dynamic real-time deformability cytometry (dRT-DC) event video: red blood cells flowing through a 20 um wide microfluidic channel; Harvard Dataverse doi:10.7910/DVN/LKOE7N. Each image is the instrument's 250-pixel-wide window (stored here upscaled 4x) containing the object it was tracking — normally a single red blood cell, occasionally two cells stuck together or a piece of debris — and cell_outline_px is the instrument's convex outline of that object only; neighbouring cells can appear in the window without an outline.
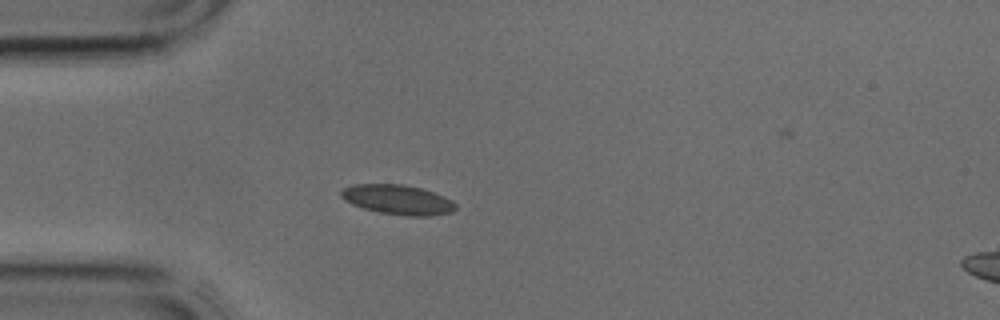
{"species": "common noctule bat (a hibernating species)", "species_latin": "Nyctalus noctula", "temperature_condition": "cold", "stored_images_in_passage": 5, "camera_frame_rate_fps": 3000, "um_per_image_px": 0.085, "animal": {"sex": "male", "body_mass_g": 17.9, "forearm_length_mm": 54.2}, "frame": {"image": 1, "passage_image": 4, "time_ms": 1.0, "image_size_px": [1000, 320], "cell_outline_px": [[456, 208], [452, 212], [428, 216], [408, 216], [380, 212], [364, 208], [352, 204], [344, 200], [340, 196], [340, 192], [344, 188], [352, 184], [404, 184], [420, 188], [444, 196], [452, 200], [456, 204]], "centroid_in_image_um": [33.8, 16.96], "position_along_channel_um": 51.2, "area_um2": 19.77}}